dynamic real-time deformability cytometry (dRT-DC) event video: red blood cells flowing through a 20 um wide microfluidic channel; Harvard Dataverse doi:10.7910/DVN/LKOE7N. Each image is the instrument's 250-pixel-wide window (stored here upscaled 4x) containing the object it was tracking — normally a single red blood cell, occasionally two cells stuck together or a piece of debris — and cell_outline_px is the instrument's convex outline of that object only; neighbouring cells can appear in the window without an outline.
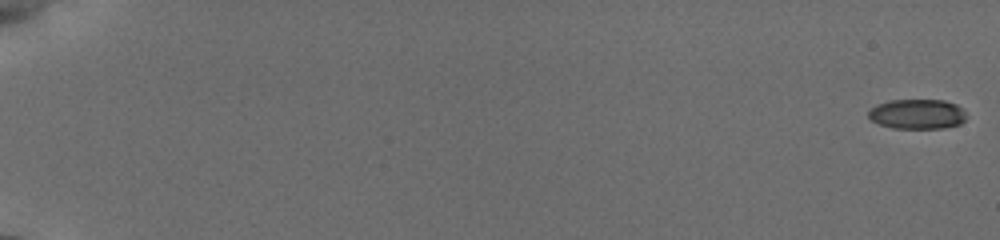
{"species": "common noctule bat (a hibernating species)", "species_latin": "Nyctalus noctula", "temperature_condition": "cold", "stored_images_in_passage": 21, "camera_frame_rate_fps": 3000, "um_per_image_px": 0.085, "animal": {"sex": "female", "body_mass_g": 19.5, "forearm_length_mm": 54.1}, "frame": {"image": 1, "passage_image": 1, "time_ms": 0.0, "image_size_px": [1000, 240], "cell_outline_px": [[964, 120], [960, 124], [944, 128], [892, 128], [880, 124], [872, 120], [868, 116], [868, 112], [876, 104], [888, 100], [944, 100], [956, 104], [964, 112]], "centroid_in_image_um": [77.94, 9.69], "position_along_channel_um": 7.1, "area_um2": 16.94}}
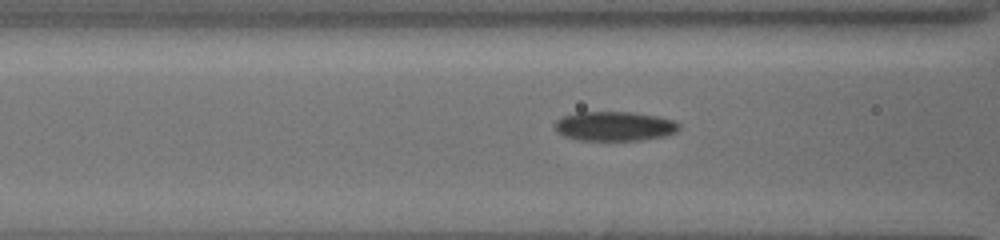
{"frame": {"image": 2, "passage_image": 15, "time_ms": 8.333, "image_size_px": [1000, 240], "cell_outline_px": [[680, 128], [676, 132], [668, 136], [640, 140], [576, 140], [564, 136], [556, 132], [556, 120], [564, 116], [576, 112], [632, 112], [656, 116], [672, 120], [680, 124]], "centroid_in_image_um": [52.25, 10.73], "position_along_channel_um": 114.4, "area_um2": 21.39}}
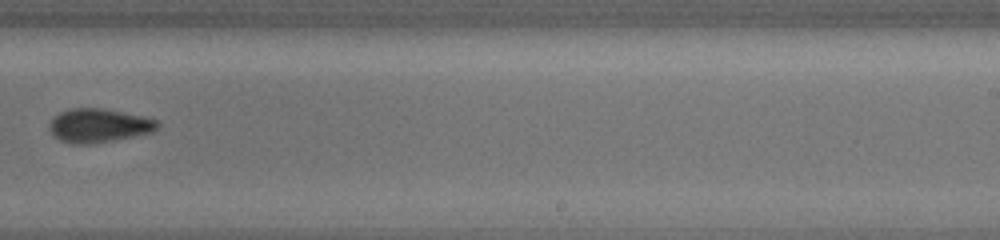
{"frame": {"image": 3, "passage_image": 20, "time_ms": 12.667, "image_size_px": [1000, 240], "cell_outline_px": [[160, 124], [152, 132], [136, 136], [92, 144], [72, 144], [60, 140], [48, 128], [48, 124], [60, 112], [72, 108], [100, 108], [144, 116], [156, 120]], "centroid_in_image_um": [8.4, 10.68], "position_along_channel_um": 280.6, "area_um2": 21.15}}